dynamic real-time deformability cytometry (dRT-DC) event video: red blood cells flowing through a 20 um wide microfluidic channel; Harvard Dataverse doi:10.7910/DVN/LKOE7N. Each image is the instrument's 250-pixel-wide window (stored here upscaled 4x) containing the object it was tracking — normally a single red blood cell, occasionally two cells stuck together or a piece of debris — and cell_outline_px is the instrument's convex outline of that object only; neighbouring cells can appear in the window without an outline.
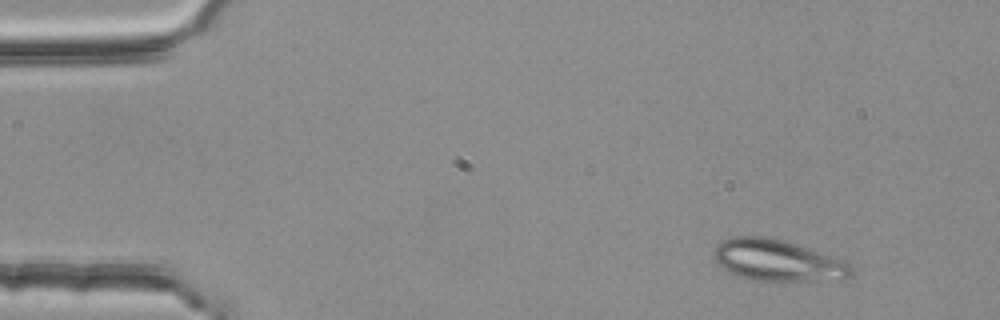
{"species": "common noctule bat (a hibernating species)", "species_latin": "Nyctalus noctula", "temperature_condition": "room temperature", "stored_images_in_passage": 48, "camera_frame_rate_fps": 3000, "um_per_image_px": 0.085, "animal": {"sex": "female", "body_mass_g": 25.1}, "frame": {"image": 1, "passage_image": 1, "time_ms": 0.0, "image_size_px": [1000, 320], "cell_outline_px": [[852, 276], [840, 280], [752, 280], [728, 272], [712, 256], [712, 252], [716, 244], [724, 240], [736, 236], [764, 236], [780, 240], [828, 256], [848, 264], [852, 268]], "centroid_in_image_um": [66.01, 22.15], "position_along_channel_um": 19.0, "area_um2": 32.19}}
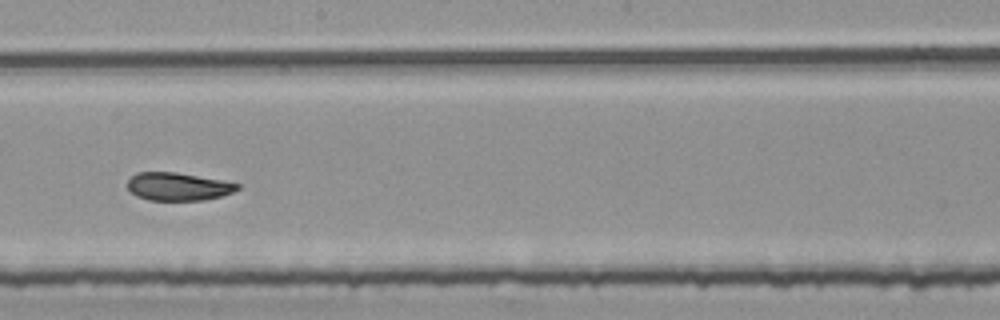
{"frame": {"image": 2, "passage_image": 26, "time_ms": 8.333, "image_size_px": [1000, 320], "cell_outline_px": [[240, 188], [232, 192], [220, 196], [204, 200], [148, 200], [136, 196], [128, 188], [128, 180], [136, 172], [176, 172], [224, 180], [240, 184]], "centroid_in_image_um": [15.14, 15.85], "position_along_channel_um": 233.1, "area_um2": 17.92}}
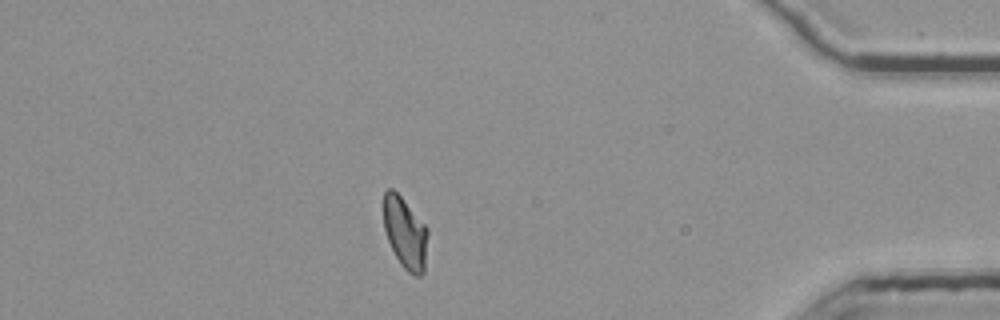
{"frame": {"image": 3, "passage_image": 43, "time_ms": 14.0, "image_size_px": [1000, 320], "cell_outline_px": [[428, 232], [424, 272], [420, 276], [416, 276], [408, 272], [400, 264], [388, 240], [384, 228], [384, 192], [388, 188], [392, 188], [400, 196], [428, 228]], "centroid_in_image_um": [34.45, 19.82], "position_along_channel_um": 400.8, "area_um2": 18.21}, "authors_computed_cell_mechanics": {"area_um2": 18.9873, "velocity_mm_per_s": 3.7386, "shape_relaxation_time_tau1_ms": null, "shape_relaxation_time_tau2_ms": 3.3039, "deformation_change_tau1": null, "deformation_change_tau2": 0.0582}}